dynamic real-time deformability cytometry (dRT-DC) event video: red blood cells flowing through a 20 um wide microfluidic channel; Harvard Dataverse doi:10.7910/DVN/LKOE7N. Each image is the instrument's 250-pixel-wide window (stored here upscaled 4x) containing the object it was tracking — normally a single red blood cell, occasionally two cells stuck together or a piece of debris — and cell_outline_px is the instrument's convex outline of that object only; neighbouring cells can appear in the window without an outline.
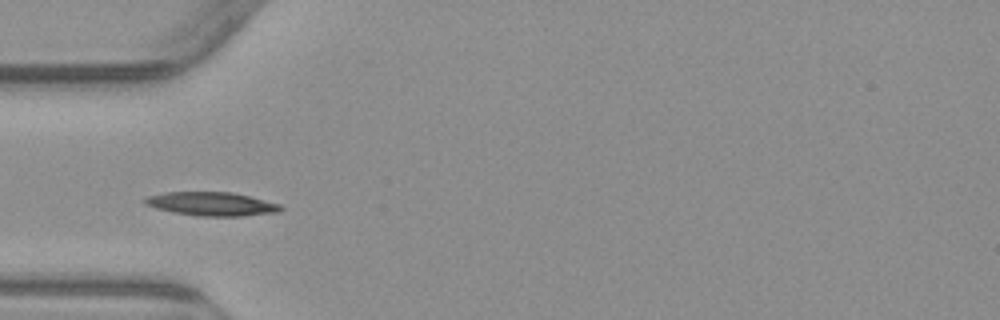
{"species": "common noctule bat (a hibernating species)", "species_latin": "Nyctalus noctula", "temperature_condition": "warm", "stored_images_in_passage": 5, "camera_frame_rate_fps": 3000, "um_per_image_px": 0.085, "animal": {"sex": "male", "body_mass_g": 23.1, "forearm_length_mm": 52.7}, "frame": {"image": 1, "passage_image": 3, "time_ms": 2.333, "image_size_px": [1000, 320], "cell_outline_px": [[284, 208], [276, 212], [244, 216], [200, 216], [172, 212], [156, 208], [144, 204], [140, 200], [148, 196], [164, 192], [232, 192], [280, 204]], "centroid_in_image_um": [17.93, 17.33], "position_along_channel_um": 67.1, "area_um2": 18.73}}
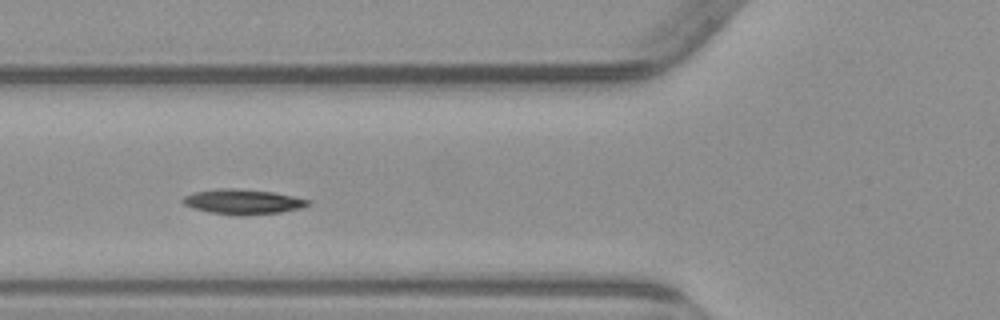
{"frame": {"image": 2, "passage_image": 4, "time_ms": 3.333, "image_size_px": [1000, 320], "cell_outline_px": [[312, 200], [304, 208], [280, 212], [240, 216], [236, 216], [208, 212], [192, 208], [184, 204], [180, 200], [184, 196], [196, 192], [220, 188], [232, 188], [272, 192]], "centroid_in_image_um": [20.63, 17.16], "position_along_channel_um": 105.2, "area_um2": 18.26}}
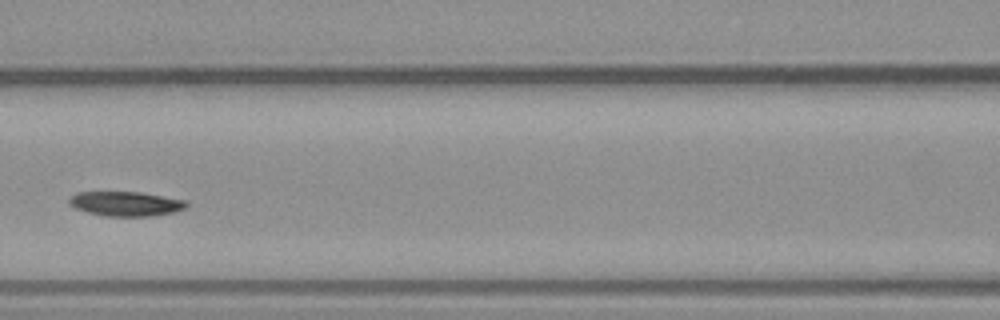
{"frame": {"image": 3, "passage_image": 5, "time_ms": 4.667, "image_size_px": [1000, 320], "cell_outline_px": [[188, 204], [184, 208], [172, 212], [148, 216], [104, 216], [88, 212], [76, 208], [68, 204], [68, 200], [76, 192], [140, 192], [188, 200]], "centroid_in_image_um": [10.68, 17.31], "position_along_channel_um": 155.9, "area_um2": 16.7}}